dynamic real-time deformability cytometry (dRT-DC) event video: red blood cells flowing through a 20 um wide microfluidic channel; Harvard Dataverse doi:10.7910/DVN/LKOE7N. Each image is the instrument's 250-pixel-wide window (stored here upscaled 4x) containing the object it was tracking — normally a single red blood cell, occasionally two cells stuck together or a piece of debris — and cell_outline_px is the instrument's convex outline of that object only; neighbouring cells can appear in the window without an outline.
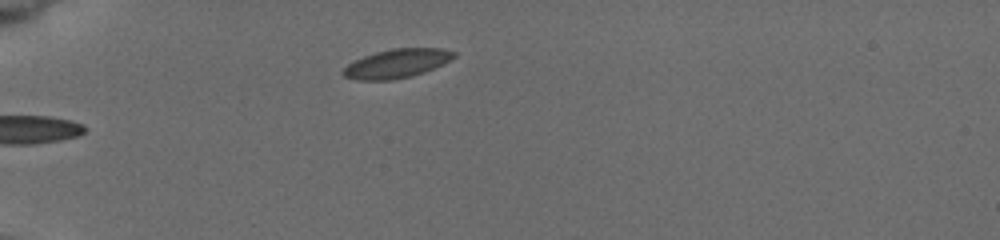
{"species": "common noctule bat (a hibernating species)", "species_latin": "Nyctalus noctula", "temperature_condition": "cold", "stored_images_in_passage": 7, "camera_frame_rate_fps": 3000, "um_per_image_px": 0.085, "animal": {"sex": "female", "body_mass_g": 19.5, "forearm_length_mm": 54.1}, "frame": {"image": 1, "passage_image": 1, "time_ms": 0.0, "image_size_px": [1000, 240], "cell_outline_px": [[456, 56], [424, 72], [412, 76], [392, 80], [356, 80], [344, 76], [340, 72], [348, 64], [364, 56], [376, 52], [392, 48], [444, 48], [456, 52]], "centroid_in_image_um": [33.7, 5.39], "position_along_channel_um": 51.3, "area_um2": 18.5}}
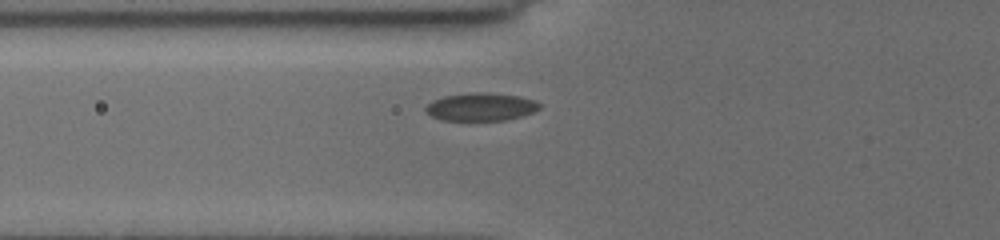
{"frame": {"image": 2, "passage_image": 5, "time_ms": 1.667, "image_size_px": [1000, 240], "cell_outline_px": [[540, 108], [532, 112], [520, 116], [504, 120], [440, 120], [424, 112], [424, 108], [432, 100], [444, 96], [476, 92], [488, 92], [520, 96], [536, 100], [540, 104]], "centroid_in_image_um": [40.85, 9.07], "position_along_channel_um": 84.9, "area_um2": 18.55}}
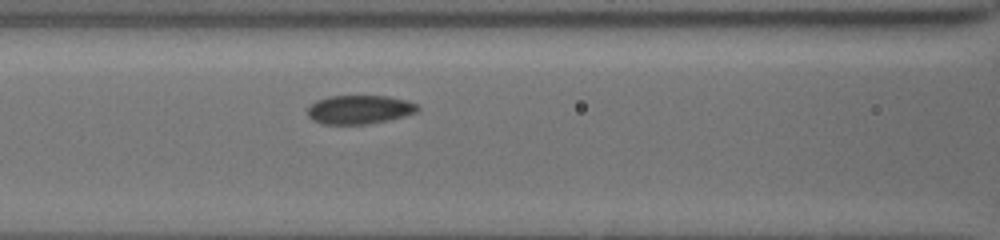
{"frame": {"image": 3, "passage_image": 7, "time_ms": 3.0, "image_size_px": [1000, 240], "cell_outline_px": [[420, 108], [416, 112], [404, 116], [388, 120], [368, 124], [324, 124], [312, 120], [308, 116], [308, 108], [316, 100], [328, 96], [388, 96], [408, 100], [416, 104]], "centroid_in_image_um": [30.56, 9.31], "position_along_channel_um": 136.0, "area_um2": 18.5}}